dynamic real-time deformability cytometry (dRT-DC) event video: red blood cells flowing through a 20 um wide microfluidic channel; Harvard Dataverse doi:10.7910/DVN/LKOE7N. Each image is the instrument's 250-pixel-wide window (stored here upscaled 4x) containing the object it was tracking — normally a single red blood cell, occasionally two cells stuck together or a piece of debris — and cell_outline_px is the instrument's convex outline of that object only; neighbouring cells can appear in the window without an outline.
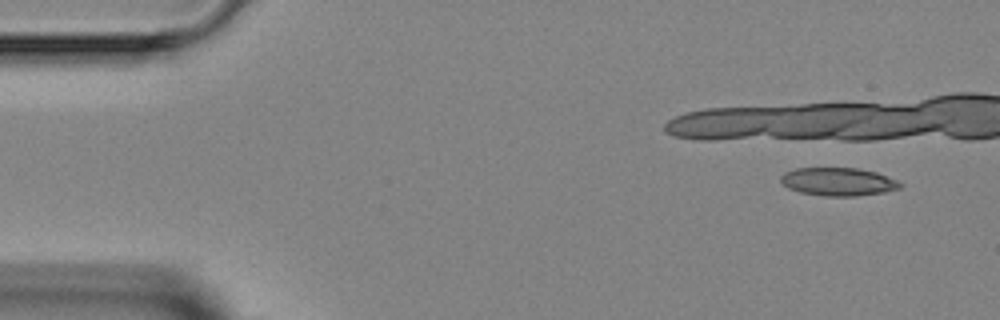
{"species": "Egyptian fruit bat (a non-hibernating species)", "species_latin": "Rousettus aegyptiacus", "temperature_condition": "room temperature", "stored_images_in_passage": 5, "camera_frame_rate_fps": 3000, "um_per_image_px": 0.085, "animal": {"sex": "female"}, "frame": {"image": 1, "passage_image": 1, "time_ms": 0.0, "image_size_px": [1000, 320], "cell_outline_px": [[904, 184], [900, 188], [884, 192], [856, 196], [824, 196], [800, 192], [788, 188], [780, 180], [780, 176], [784, 172], [796, 168], [856, 168], [876, 172], [896, 180]], "centroid_in_image_um": [71.24, 15.44], "position_along_channel_um": 13.8, "area_um2": 19.54}}